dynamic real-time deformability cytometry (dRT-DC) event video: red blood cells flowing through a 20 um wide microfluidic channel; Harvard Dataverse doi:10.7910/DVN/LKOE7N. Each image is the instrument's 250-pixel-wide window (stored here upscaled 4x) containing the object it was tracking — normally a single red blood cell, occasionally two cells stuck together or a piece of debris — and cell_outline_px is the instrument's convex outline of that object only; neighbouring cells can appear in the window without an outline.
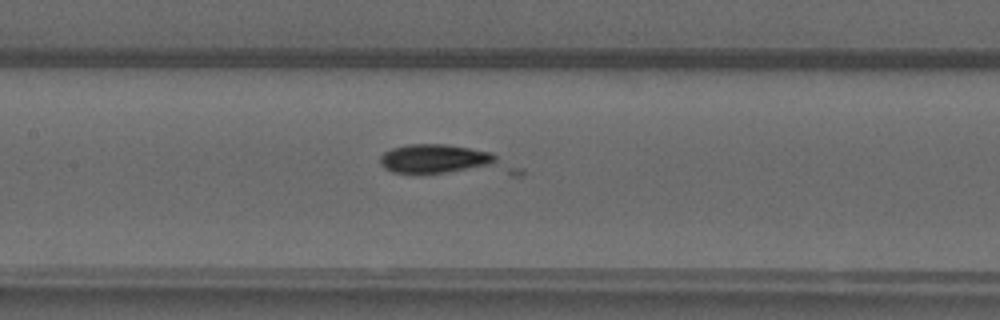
{"species": "common noctule bat (a hibernating species)", "species_latin": "Nyctalus noctula", "temperature_condition": "warm", "stored_images_in_passage": 51, "camera_frame_rate_fps": 3000, "um_per_image_px": 0.085, "animal": {"sex": "male", "forearm_length_mm": 52.5}, "frame": {"image": 1, "passage_image": 24, "time_ms": 7.667, "image_size_px": [1000, 320], "cell_outline_px": [[524, 176], [512, 176], [392, 172], [384, 168], [380, 164], [380, 156], [384, 152], [392, 148], [408, 144], [444, 144], [492, 152], [524, 168]], "centroid_in_image_um": [38.02, 13.68], "position_along_channel_um": 169.4, "area_um2": 24.97}}
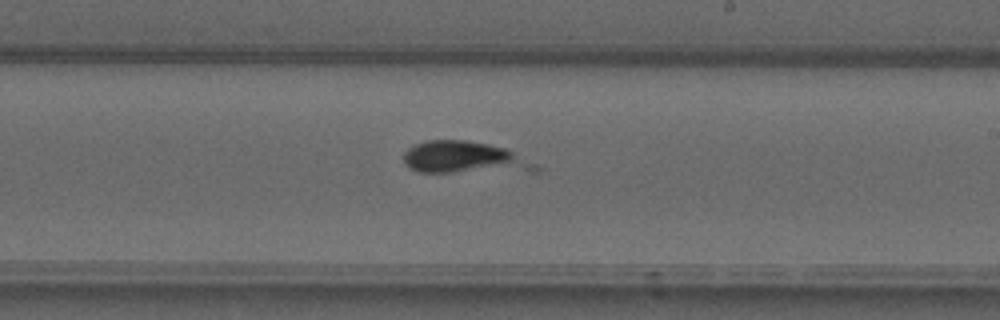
{"frame": {"image": 2, "passage_image": 30, "time_ms": 9.667, "image_size_px": [1000, 320], "cell_outline_px": [[540, 172], [420, 172], [408, 168], [404, 164], [404, 152], [408, 148], [416, 144], [428, 140], [464, 140], [488, 144], [504, 148], [536, 164], [540, 168]], "centroid_in_image_um": [39.48, 13.43], "position_along_channel_um": 249.5, "area_um2": 24.8}}
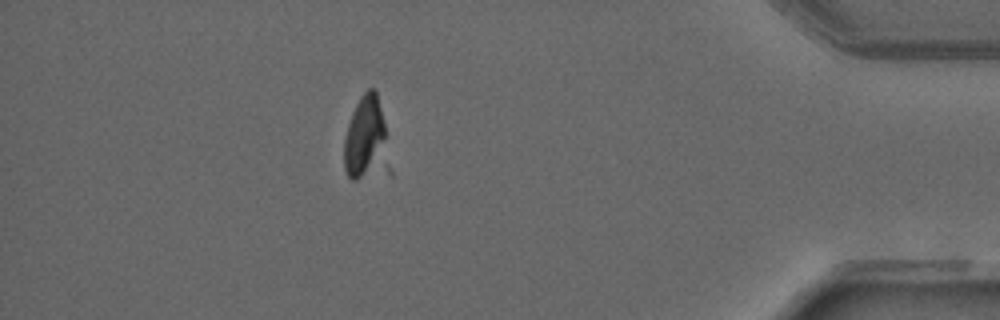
{"frame": {"image": 3, "passage_image": 45, "time_ms": 14.667, "image_size_px": [1000, 320], "cell_outline_px": [[384, 136], [360, 176], [356, 180], [352, 180], [348, 176], [344, 168], [344, 140], [348, 124], [352, 112], [360, 96], [368, 88], [372, 88], [376, 92], [384, 124]], "centroid_in_image_um": [30.85, 11.38], "position_along_channel_um": 404.3, "area_um2": 17.57}}